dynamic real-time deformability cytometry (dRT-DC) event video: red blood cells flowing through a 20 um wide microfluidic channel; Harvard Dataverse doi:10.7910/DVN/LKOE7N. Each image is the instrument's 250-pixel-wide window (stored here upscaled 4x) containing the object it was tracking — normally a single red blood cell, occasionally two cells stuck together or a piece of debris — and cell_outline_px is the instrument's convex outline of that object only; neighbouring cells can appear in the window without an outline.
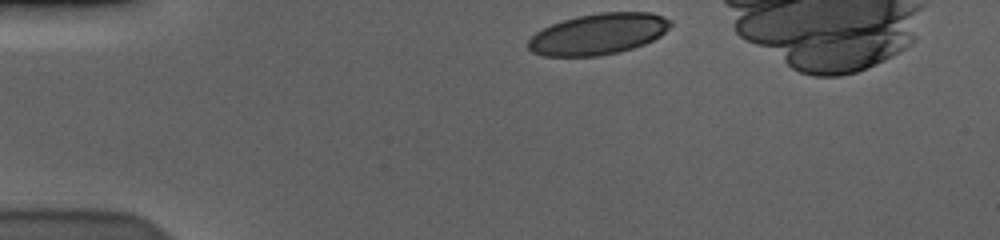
{"species": "human", "species_latin": "Homo sapiens", "temperature_condition": "cold", "stored_images_in_passage": 37, "camera_frame_rate_fps": 3000, "um_per_image_px": 0.085, "donor": {"sex": "male"}, "frame": {"image": 1, "passage_image": 1, "time_ms": 0.0, "image_size_px": [1000, 240], "cell_outline_px": [[672, 24], [660, 36], [644, 44], [620, 52], [600, 56], [544, 56], [532, 52], [528, 48], [528, 40], [536, 32], [560, 20], [576, 16], [600, 12], [652, 12], [664, 16], [672, 20]], "centroid_in_image_um": [50.86, 2.88], "position_along_channel_um": 34.1, "area_um2": 34.28}}
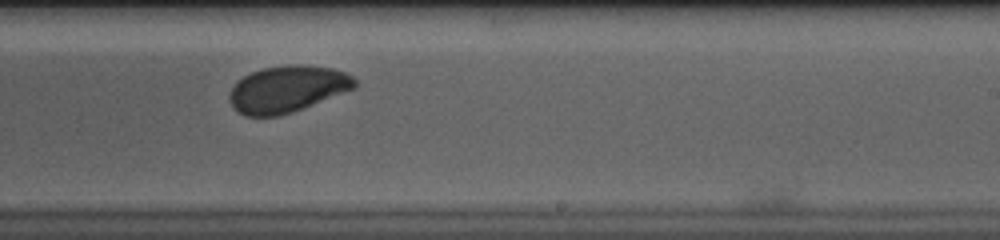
{"frame": {"image": 2, "passage_image": 25, "time_ms": 8.0, "image_size_px": [1000, 240], "cell_outline_px": [[356, 88], [292, 112], [280, 116], [244, 116], [236, 112], [232, 108], [228, 100], [228, 92], [236, 80], [252, 72], [264, 68], [288, 64], [304, 64], [332, 68], [344, 72], [352, 76], [356, 80]], "centroid_in_image_um": [24.37, 7.57], "position_along_channel_um": 264.6, "area_um2": 34.45}}
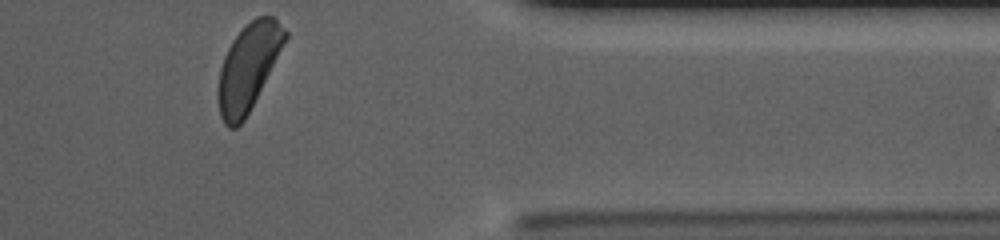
{"frame": {"image": 3, "passage_image": 37, "time_ms": 12.0, "image_size_px": [1000, 240], "cell_outline_px": [[288, 36], [244, 120], [236, 128], [228, 128], [224, 124], [220, 116], [216, 96], [216, 92], [220, 68], [224, 56], [232, 40], [256, 16], [272, 16], [288, 32]], "centroid_in_image_um": [21.05, 5.74], "position_along_channel_um": 390.3, "area_um2": 33.18}, "authors_computed_cell_mechanics": {"area_um2": 35.1424, "velocity_mm_per_s": 3.561, "shape_relaxation_time_tau1_ms": 5.5667, "shape_relaxation_time_tau2_ms": null, "deformation_change_tau1": 0.1695, "deformation_change_tau2": null}}